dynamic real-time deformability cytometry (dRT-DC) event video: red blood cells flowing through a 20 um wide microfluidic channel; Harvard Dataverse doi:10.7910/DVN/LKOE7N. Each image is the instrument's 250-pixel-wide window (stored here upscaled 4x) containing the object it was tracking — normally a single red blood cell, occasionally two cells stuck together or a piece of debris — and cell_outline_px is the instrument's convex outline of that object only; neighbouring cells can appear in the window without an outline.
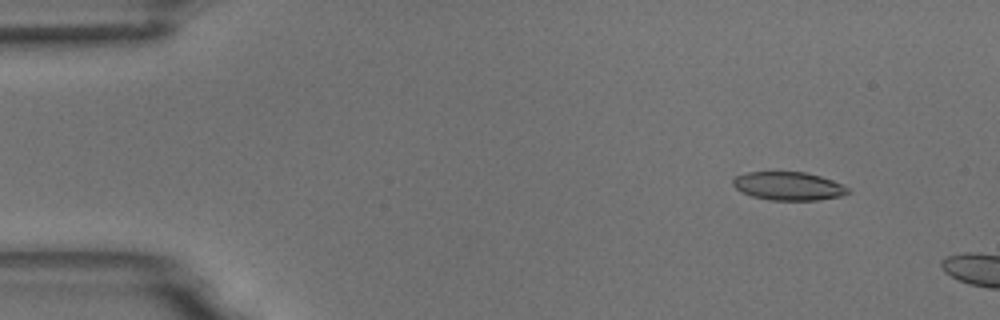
{"species": "common noctule bat (a hibernating species)", "species_latin": "Nyctalus noctula", "temperature_condition": "room temperature", "stored_images_in_passage": 4, "camera_frame_rate_fps": 3000, "um_per_image_px": 0.085, "animal": {"sex": "male", "body_mass_g": 18.8}, "frame": {"image": 1, "passage_image": 2, "time_ms": 1.333, "image_size_px": [1000, 320], "cell_outline_px": [[852, 192], [840, 196], [816, 200], [772, 200], [752, 196], [736, 188], [732, 184], [732, 180], [736, 176], [748, 172], [804, 172], [820, 176], [832, 180], [848, 188]], "centroid_in_image_um": [67.02, 15.81], "position_along_channel_um": 18.0, "area_um2": 18.79}}